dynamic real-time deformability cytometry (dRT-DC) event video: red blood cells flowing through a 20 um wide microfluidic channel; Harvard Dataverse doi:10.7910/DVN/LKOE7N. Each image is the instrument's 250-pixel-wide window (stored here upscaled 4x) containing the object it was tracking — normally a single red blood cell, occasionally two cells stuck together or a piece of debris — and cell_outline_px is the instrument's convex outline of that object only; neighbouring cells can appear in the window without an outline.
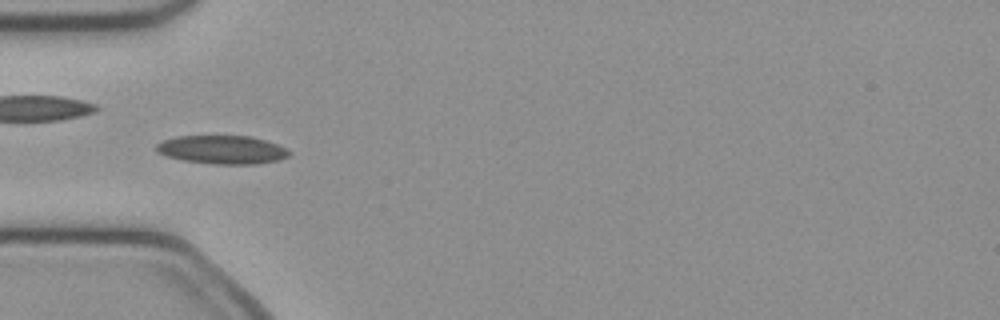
{"species": "common noctule bat (a hibernating species)", "species_latin": "Nyctalus noctula", "temperature_condition": "cold", "stored_images_in_passage": 47, "camera_frame_rate_fps": 3000, "um_per_image_px": 0.085, "animal": {"sex": "female", "body_mass_g": 21.9}, "frame": {"image": 1, "passage_image": 12, "time_ms": 3.667, "image_size_px": [1000, 320], "cell_outline_px": [[292, 152], [288, 156], [280, 160], [256, 164], [212, 164], [184, 160], [168, 156], [156, 152], [156, 144], [164, 140], [176, 136], [252, 136], [276, 144]], "centroid_in_image_um": [18.89, 12.72], "position_along_channel_um": 66.1, "area_um2": 21.96}}
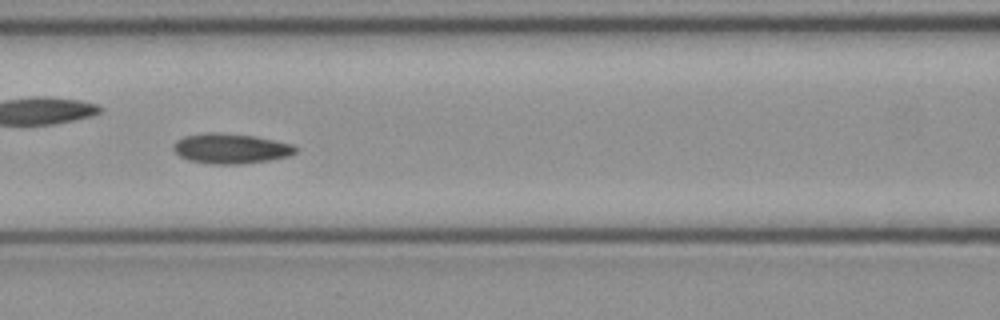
{"frame": {"image": 2, "passage_image": 18, "time_ms": 5.667, "image_size_px": [1000, 320], "cell_outline_px": [[300, 148], [292, 156], [272, 160], [240, 164], [212, 164], [188, 160], [180, 156], [172, 148], [172, 144], [176, 140], [184, 136], [208, 132], [216, 132], [256, 136], [292, 144]], "centroid_in_image_um": [19.65, 12.63], "position_along_channel_um": 147.0, "area_um2": 21.73}}
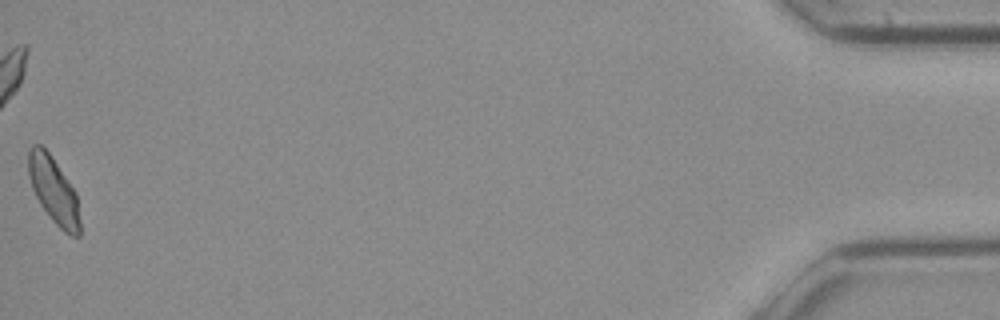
{"frame": {"image": 3, "passage_image": 47, "time_ms": 15.333, "image_size_px": [1000, 320], "cell_outline_px": [[80, 236], [72, 236], [64, 232], [52, 220], [40, 204], [32, 188], [28, 176], [28, 148], [32, 144], [40, 144], [48, 152], [76, 192], [80, 220]], "centroid_in_image_um": [4.55, 16.18], "position_along_channel_um": 430.7, "area_um2": 19.88}}